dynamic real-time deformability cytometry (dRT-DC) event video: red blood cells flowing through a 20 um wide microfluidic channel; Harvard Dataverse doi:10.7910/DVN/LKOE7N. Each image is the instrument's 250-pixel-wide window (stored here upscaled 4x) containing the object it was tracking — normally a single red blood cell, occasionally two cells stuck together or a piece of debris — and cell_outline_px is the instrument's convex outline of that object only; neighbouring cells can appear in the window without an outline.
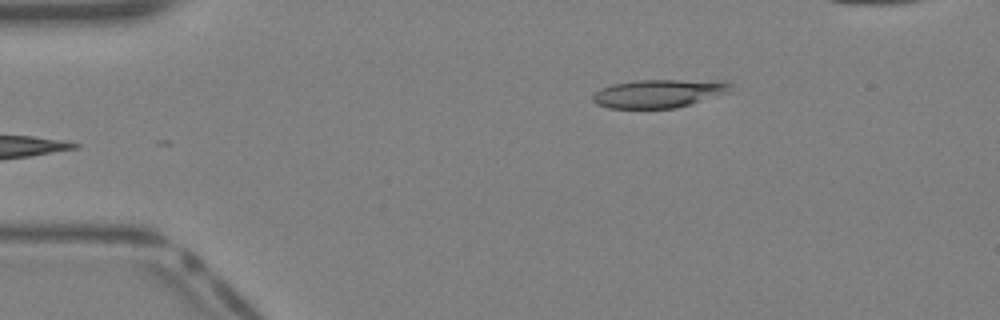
{"species": "Egyptian fruit bat (a non-hibernating species)", "species_latin": "Rousettus aegyptiacus", "temperature_condition": "warm", "stored_images_in_passage": 28, "camera_frame_rate_fps": 3000, "um_per_image_px": 0.085, "animal": {"sex": "female"}, "frame": {"image": 1, "passage_image": 1, "time_ms": 0.0, "image_size_px": [1000, 320], "cell_outline_px": [[732, 92], [676, 108], [608, 108], [596, 104], [592, 100], [592, 96], [600, 88], [612, 84], [636, 80], [720, 80], [732, 84]], "centroid_in_image_um": [56.03, 7.94], "position_along_channel_um": 29.0, "area_um2": 23.0}}
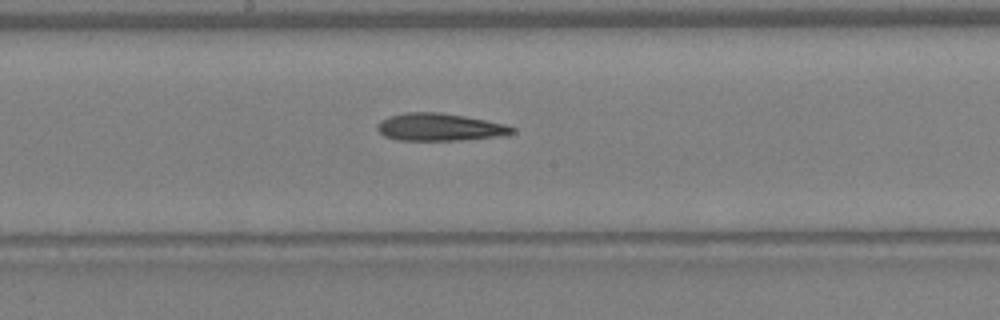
{"frame": {"image": 2, "passage_image": 15, "time_ms": 4.667, "image_size_px": [1000, 320], "cell_outline_px": [[516, 132], [496, 136], [460, 140], [396, 140], [384, 136], [376, 128], [376, 124], [380, 120], [388, 116], [404, 112], [440, 112], [464, 116], [508, 124], [516, 128]], "centroid_in_image_um": [37.34, 10.79], "position_along_channel_um": 210.9, "area_um2": 21.73}}
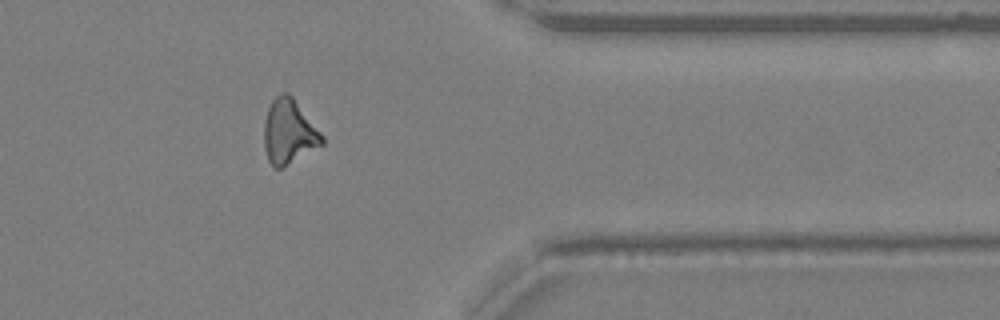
{"frame": {"image": 3, "passage_image": 26, "time_ms": 8.333, "image_size_px": [1000, 320], "cell_outline_px": [[324, 144], [280, 168], [272, 168], [268, 160], [264, 148], [264, 120], [268, 108], [272, 100], [280, 92], [288, 92], [292, 96], [324, 136]], "centroid_in_image_um": [24.54, 11.19], "position_along_channel_um": 386.9, "area_um2": 21.79}}